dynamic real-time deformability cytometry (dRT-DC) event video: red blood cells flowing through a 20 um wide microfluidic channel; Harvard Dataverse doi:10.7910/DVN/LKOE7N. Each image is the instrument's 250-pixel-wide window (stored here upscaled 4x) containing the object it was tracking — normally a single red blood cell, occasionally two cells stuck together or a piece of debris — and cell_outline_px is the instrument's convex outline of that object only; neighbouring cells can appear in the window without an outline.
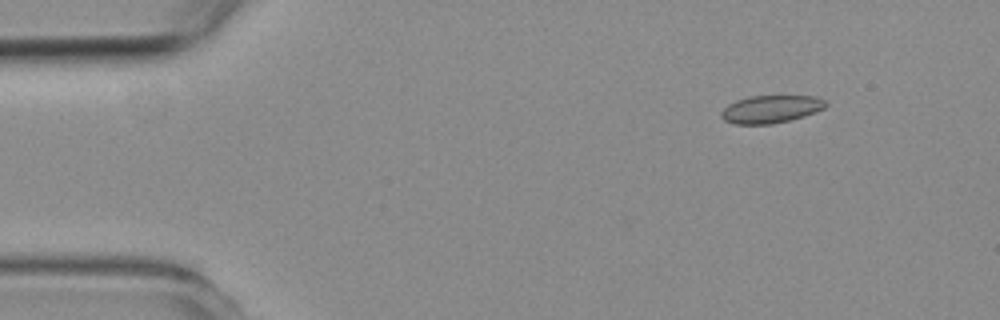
{"species": "common noctule bat (a hibernating species)", "species_latin": "Nyctalus noctula", "temperature_condition": "room temperature", "stored_images_in_passage": 7, "camera_frame_rate_fps": 3000, "um_per_image_px": 0.085, "animal": {"sex": "female", "body_mass_g": 19.3, "forearm_length_mm": 54.1}, "frame": {"image": 1, "passage_image": 3, "time_ms": 2.0, "image_size_px": [1000, 320], "cell_outline_px": [[828, 104], [824, 108], [816, 112], [804, 116], [772, 124], [732, 124], [724, 120], [720, 116], [720, 112], [728, 104], [736, 100], [752, 96], [816, 96], [824, 100]], "centroid_in_image_um": [65.5, 9.28], "position_along_channel_um": 19.5, "area_um2": 16.88}}
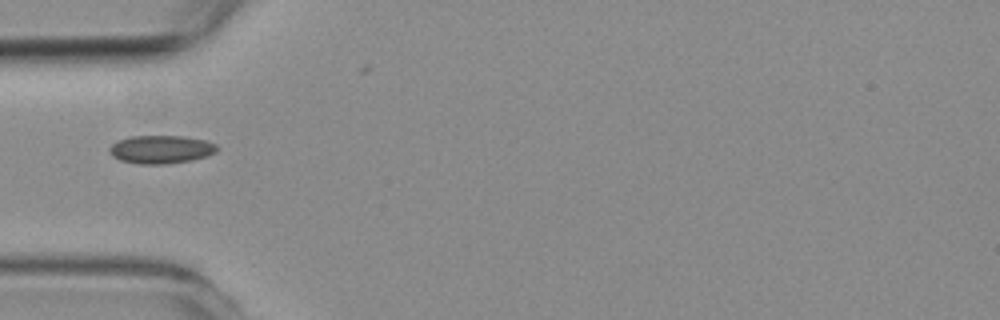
{"frame": {"image": 2, "passage_image": 6, "time_ms": 5.667, "image_size_px": [1000, 320], "cell_outline_px": [[216, 152], [208, 156], [192, 160], [164, 164], [140, 164], [120, 160], [112, 156], [108, 152], [108, 148], [112, 144], [128, 136], [184, 136], [204, 140], [216, 144]], "centroid_in_image_um": [13.66, 12.7], "position_along_channel_um": 71.3, "area_um2": 17.69}}